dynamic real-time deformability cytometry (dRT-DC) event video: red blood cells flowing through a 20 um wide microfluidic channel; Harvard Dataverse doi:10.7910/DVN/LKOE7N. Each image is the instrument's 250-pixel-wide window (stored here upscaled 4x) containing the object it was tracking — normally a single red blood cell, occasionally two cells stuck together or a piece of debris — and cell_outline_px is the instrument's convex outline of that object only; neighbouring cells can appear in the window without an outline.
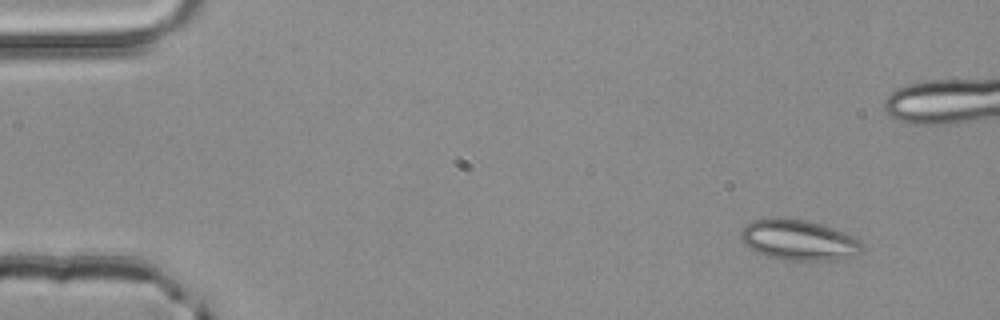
{"species": "common noctule bat (a hibernating species)", "species_latin": "Nyctalus noctula", "temperature_condition": "room temperature", "stored_images_in_passage": 3, "camera_frame_rate_fps": 3000, "um_per_image_px": 0.085, "animal": {"sex": "male", "body_mass_g": 20.4}, "frame": {"image": 1, "passage_image": 1, "time_ms": 0.0, "image_size_px": [1000, 320], "cell_outline_px": [[864, 248], [856, 256], [836, 260], [784, 260], [768, 256], [756, 252], [748, 248], [740, 240], [740, 232], [744, 224], [752, 220], [776, 216], [784, 216], [824, 224], [852, 236], [860, 240], [864, 244]], "centroid_in_image_um": [67.86, 20.38], "position_along_channel_um": 17.1, "area_um2": 29.36}}